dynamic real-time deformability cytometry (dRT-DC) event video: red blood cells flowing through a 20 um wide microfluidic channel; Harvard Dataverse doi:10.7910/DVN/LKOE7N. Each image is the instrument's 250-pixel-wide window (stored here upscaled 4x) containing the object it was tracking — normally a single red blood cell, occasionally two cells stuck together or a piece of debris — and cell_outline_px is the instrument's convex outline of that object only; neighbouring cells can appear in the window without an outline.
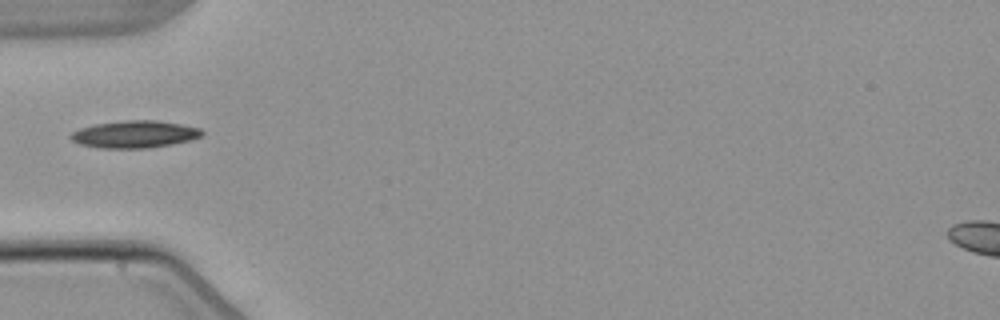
{"species": "common noctule bat (a hibernating species)", "species_latin": "Nyctalus noctula", "temperature_condition": "warm", "stored_images_in_passage": 1, "camera_frame_rate_fps": 3000, "um_per_image_px": 0.085, "animal": {"sex": "male", "body_mass_g": 21.5, "forearm_length_mm": 52.0}, "frame": {"image": 1, "passage_image": 1, "time_ms": 0.0, "image_size_px": [1000, 320], "cell_outline_px": [[204, 132], [200, 136], [192, 140], [172, 144], [148, 148], [100, 148], [80, 144], [72, 140], [68, 136], [72, 132], [80, 128], [96, 124], [124, 120], [156, 120], [180, 124], [200, 128]], "centroid_in_image_um": [11.44, 11.41], "position_along_channel_um": 73.6, "area_um2": 20.81}}